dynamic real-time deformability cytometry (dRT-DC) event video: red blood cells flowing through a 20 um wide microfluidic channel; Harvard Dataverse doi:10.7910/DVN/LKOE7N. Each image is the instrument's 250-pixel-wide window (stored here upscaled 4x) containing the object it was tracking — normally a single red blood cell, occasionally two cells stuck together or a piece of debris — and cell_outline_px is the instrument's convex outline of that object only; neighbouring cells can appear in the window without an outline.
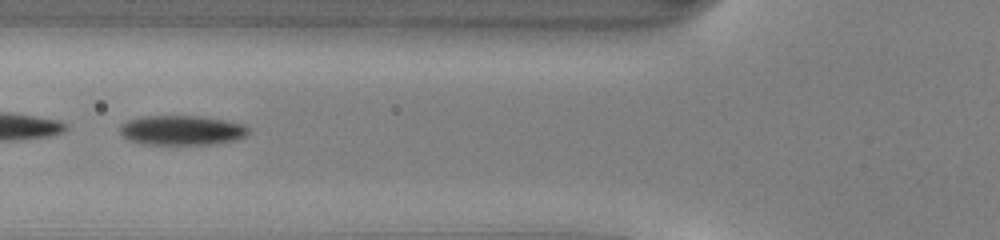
{"species": "common noctule bat (a hibernating species)", "species_latin": "Nyctalus noctula", "temperature_condition": "warm", "stored_images_in_passage": 32, "camera_frame_rate_fps": 3000, "um_per_image_px": 0.085, "animal": {"sex": "male", "body_mass_g": 13.0, "forearm_length_mm": 53.1}, "frame": {"image": 1, "passage_image": 6, "time_ms": 1.667, "image_size_px": [1000, 240], "cell_outline_px": [[248, 132], [244, 136], [236, 140], [212, 144], [140, 144], [128, 140], [120, 132], [120, 124], [128, 120], [140, 116], [200, 116], [224, 120], [244, 124], [248, 128]], "centroid_in_image_um": [15.41, 11.07], "position_along_channel_um": 110.4, "area_um2": 22.25}}
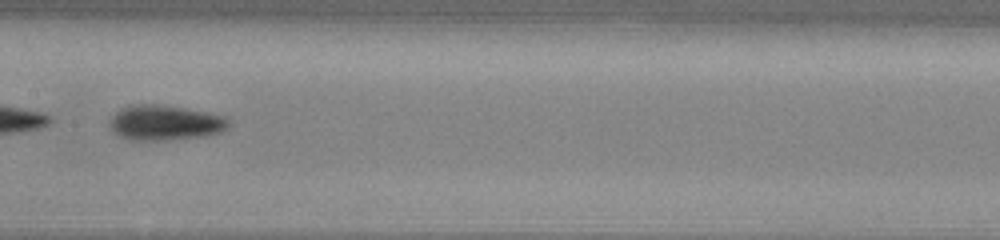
{"frame": {"image": 2, "passage_image": 12, "time_ms": 3.667, "image_size_px": [1000, 240], "cell_outline_px": [[232, 124], [228, 128], [220, 132], [204, 136], [168, 140], [128, 140], [112, 132], [108, 124], [112, 116], [120, 108], [132, 104], [156, 104], [184, 108], [208, 112], [224, 116]], "centroid_in_image_um": [14.01, 10.43], "position_along_channel_um": 193.4, "area_um2": 24.62}}
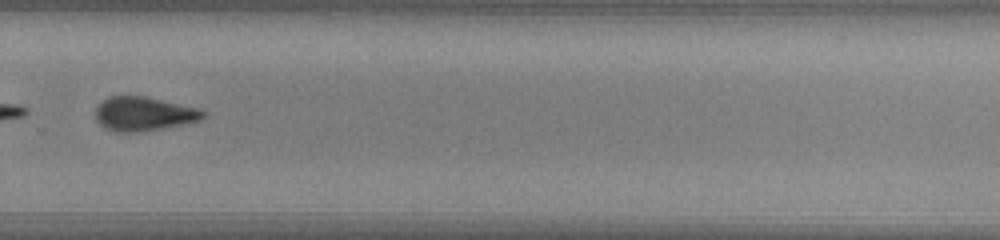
{"frame": {"image": 3, "passage_image": 21, "time_ms": 6.667, "image_size_px": [1000, 240], "cell_outline_px": [[208, 112], [200, 120], [188, 124], [136, 132], [112, 132], [100, 124], [96, 120], [96, 108], [108, 96], [144, 96], [200, 108]], "centroid_in_image_um": [12.26, 9.68], "position_along_channel_um": 317.5, "area_um2": 21.44}, "authors_computed_cell_mechanics": {"area_um2": 22.3108, "velocity_mm_per_s": 4.1491, "shape_relaxation_time_tau1_ms": 2.1847, "shape_relaxation_time_tau2_ms": 6.4379, "deformation_change_tau1": 0.1228, "deformation_change_tau2": 0.1537}}